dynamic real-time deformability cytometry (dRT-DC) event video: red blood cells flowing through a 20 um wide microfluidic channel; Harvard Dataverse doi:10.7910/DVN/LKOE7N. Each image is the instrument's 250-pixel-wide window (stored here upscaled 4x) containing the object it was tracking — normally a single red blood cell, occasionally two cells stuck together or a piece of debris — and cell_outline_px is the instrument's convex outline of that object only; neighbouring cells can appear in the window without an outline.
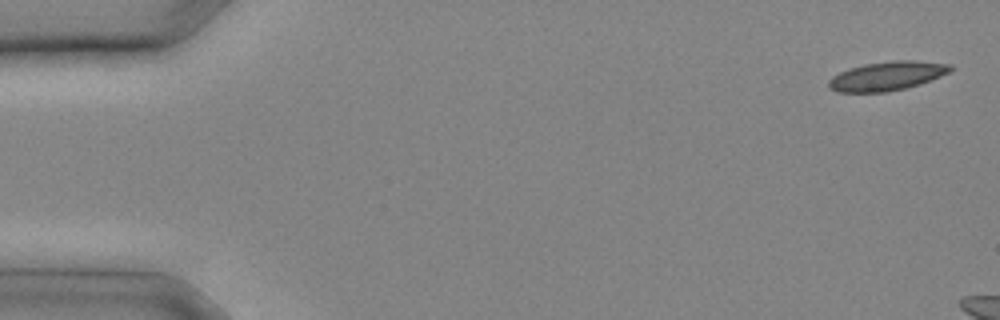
{"species": "common noctule bat (a hibernating species)", "species_latin": "Nyctalus noctula", "temperature_condition": "cold", "stored_images_in_passage": 4, "camera_frame_rate_fps": 3000, "um_per_image_px": 0.085, "animal": {"sex": "male", "body_mass_g": 20.4}, "frame": {"image": 1, "passage_image": 1, "time_ms": 0.0, "image_size_px": [1000, 320], "cell_outline_px": [[956, 68], [940, 76], [920, 84], [888, 92], [836, 92], [828, 88], [828, 80], [832, 76], [848, 68], [864, 64], [892, 60], [916, 60], [952, 64]], "centroid_in_image_um": [75.39, 6.45], "position_along_channel_um": 9.6, "area_um2": 20.81}}